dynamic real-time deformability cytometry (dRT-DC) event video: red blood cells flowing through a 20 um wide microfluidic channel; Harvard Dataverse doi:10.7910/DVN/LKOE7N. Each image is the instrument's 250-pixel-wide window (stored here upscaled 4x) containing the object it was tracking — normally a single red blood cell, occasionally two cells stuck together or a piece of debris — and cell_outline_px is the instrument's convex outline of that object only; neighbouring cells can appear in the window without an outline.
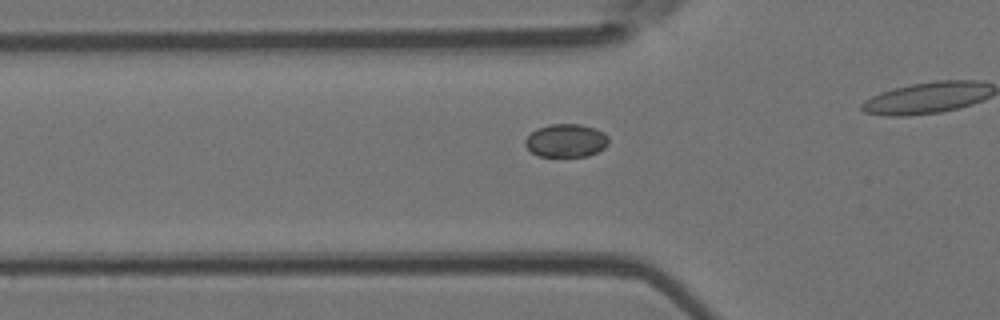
{"species": "Egyptian fruit bat (a non-hibernating species)", "species_latin": "Rousettus aegyptiacus", "temperature_condition": "room temperature", "stored_images_in_passage": 37, "camera_frame_rate_fps": 3000, "um_per_image_px": 0.085, "animal": {"sex": "female"}, "frame": {"image": 1, "passage_image": 14, "time_ms": 4.333, "image_size_px": [1000, 320], "cell_outline_px": [[608, 144], [604, 148], [588, 156], [540, 156], [532, 152], [524, 144], [524, 140], [536, 128], [548, 124], [580, 124], [604, 132], [608, 136]], "centroid_in_image_um": [48.11, 11.94], "position_along_channel_um": 77.7, "area_um2": 16.07}}
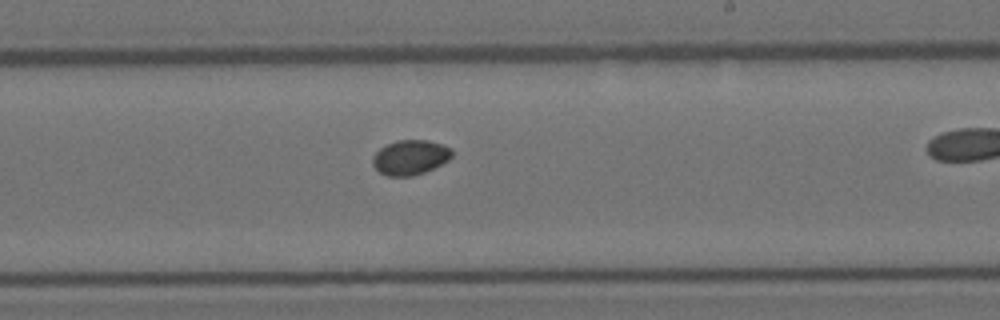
{"frame": {"image": 2, "passage_image": 27, "time_ms": 8.667, "image_size_px": [1000, 320], "cell_outline_px": [[452, 156], [448, 160], [424, 172], [412, 176], [388, 176], [380, 172], [372, 164], [372, 156], [380, 148], [388, 144], [400, 140], [428, 140], [452, 148]], "centroid_in_image_um": [34.86, 13.37], "position_along_channel_um": 254.1, "area_um2": 15.9}}
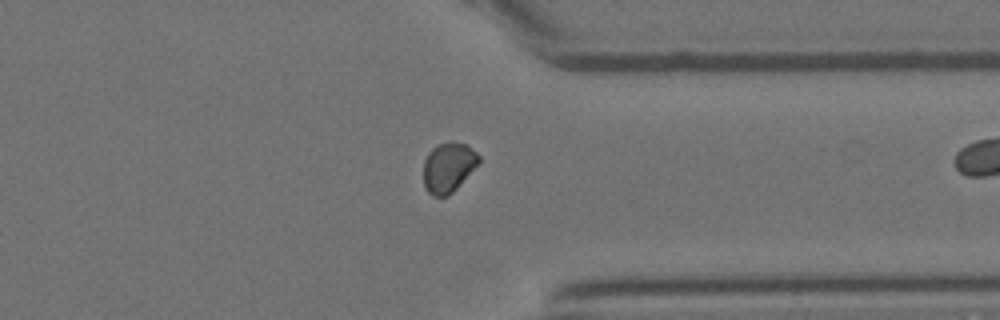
{"frame": {"image": 3, "passage_image": 36, "time_ms": 11.667, "image_size_px": [1000, 320], "cell_outline_px": [[480, 160], [456, 188], [448, 196], [432, 196], [428, 192], [424, 184], [424, 160], [428, 152], [432, 148], [440, 144], [452, 140], [464, 144], [476, 152], [480, 156]], "centroid_in_image_um": [38.08, 14.21], "position_along_channel_um": 373.3, "area_um2": 15.78}}